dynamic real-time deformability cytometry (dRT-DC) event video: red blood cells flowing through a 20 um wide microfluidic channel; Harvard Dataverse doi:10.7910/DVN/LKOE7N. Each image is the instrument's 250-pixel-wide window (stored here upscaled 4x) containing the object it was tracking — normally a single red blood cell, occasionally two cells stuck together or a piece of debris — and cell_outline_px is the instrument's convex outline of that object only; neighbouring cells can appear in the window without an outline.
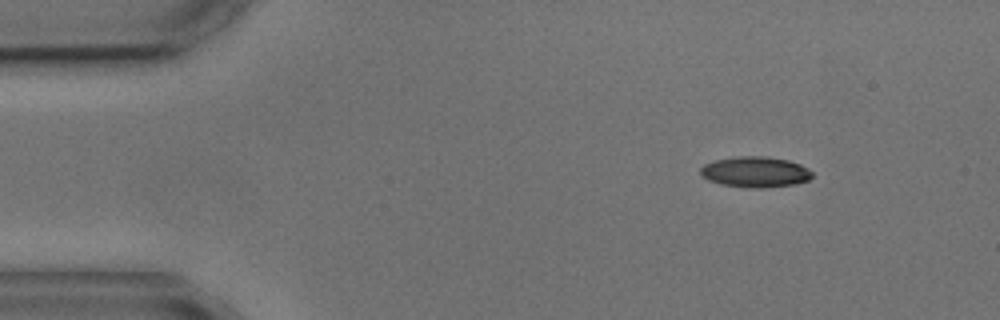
{"species": "common noctule bat (a hibernating species)", "species_latin": "Nyctalus noctula", "temperature_condition": "cold", "stored_images_in_passage": 4, "camera_frame_rate_fps": 3000, "um_per_image_px": 0.085, "animal": {"sex": "male", "body_mass_g": 17.9, "forearm_length_mm": 54.2}, "frame": {"image": 1, "passage_image": 4, "time_ms": 4.333, "image_size_px": [1000, 320], "cell_outline_px": [[812, 176], [808, 180], [792, 184], [760, 188], [756, 188], [720, 184], [708, 180], [700, 176], [700, 168], [704, 164], [716, 160], [736, 156], [768, 156], [788, 160], [800, 164], [808, 168], [812, 172]], "centroid_in_image_um": [64.17, 14.6], "position_along_channel_um": 20.8, "area_um2": 19.94}}